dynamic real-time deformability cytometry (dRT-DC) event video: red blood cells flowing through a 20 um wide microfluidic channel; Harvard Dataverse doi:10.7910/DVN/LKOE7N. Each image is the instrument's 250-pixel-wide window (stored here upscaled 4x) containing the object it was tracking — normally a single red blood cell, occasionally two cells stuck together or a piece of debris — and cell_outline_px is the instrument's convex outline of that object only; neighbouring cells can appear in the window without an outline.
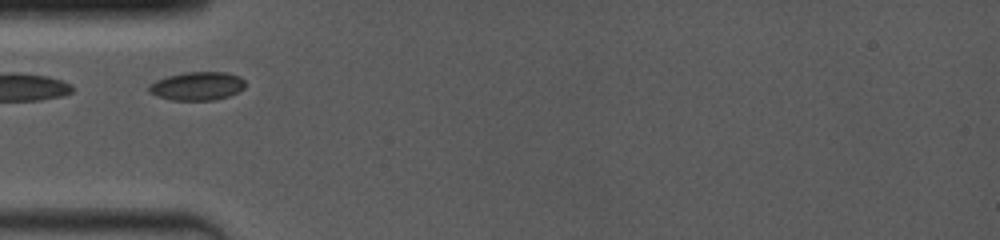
{"species": "common noctule bat (a hibernating species)", "species_latin": "Nyctalus noctula", "temperature_condition": "room temperature", "stored_images_in_passage": 57, "camera_frame_rate_fps": 4000, "um_per_image_px": 0.085, "animal": {"sex": "female", "body_mass_g": 19.0, "forearm_length_mm": 53.3}, "frame": {"image": 1, "passage_image": 1, "time_ms": 0.0, "image_size_px": [1000, 240], "cell_outline_px": [[244, 88], [228, 96], [212, 100], [172, 100], [156, 96], [148, 92], [148, 84], [156, 80], [168, 76], [184, 72], [228, 72], [240, 76], [244, 80]], "centroid_in_image_um": [16.73, 7.31], "position_along_channel_um": 68.3, "area_um2": 16.01}, "authors_computed_cell_mechanics": {"area_um2": 15.6638, "velocity_mm_per_s": 4.0019, "shape_relaxation_time_tau1_ms": null, "shape_relaxation_time_tau2_ms": 7.556, "deformation_change_tau1": null, "deformation_change_tau2": 0.0697}}